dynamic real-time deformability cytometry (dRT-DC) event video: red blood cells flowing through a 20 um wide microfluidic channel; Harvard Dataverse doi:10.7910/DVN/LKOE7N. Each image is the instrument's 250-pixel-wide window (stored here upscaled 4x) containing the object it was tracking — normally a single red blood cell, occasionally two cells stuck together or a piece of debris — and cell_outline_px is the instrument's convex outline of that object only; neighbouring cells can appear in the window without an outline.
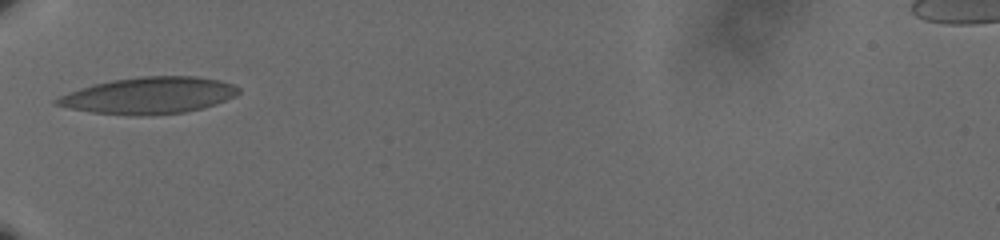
{"species": "human", "species_latin": "Homo sapiens", "temperature_condition": "cold", "stored_images_in_passage": 36, "camera_frame_rate_fps": 3000, "um_per_image_px": 0.085, "donor": {"sex": "male"}, "frame": {"image": 1, "passage_image": 1, "time_ms": 0.0, "image_size_px": [1000, 240], "cell_outline_px": [[240, 92], [236, 96], [200, 108], [184, 112], [140, 116], [132, 116], [92, 112], [68, 108], [52, 104], [52, 100], [68, 92], [92, 84], [112, 80], [140, 76], [196, 76], [220, 80], [232, 84], [240, 88]], "centroid_in_image_um": [12.6, 8.11], "position_along_channel_um": 72.4, "area_um2": 38.84}}
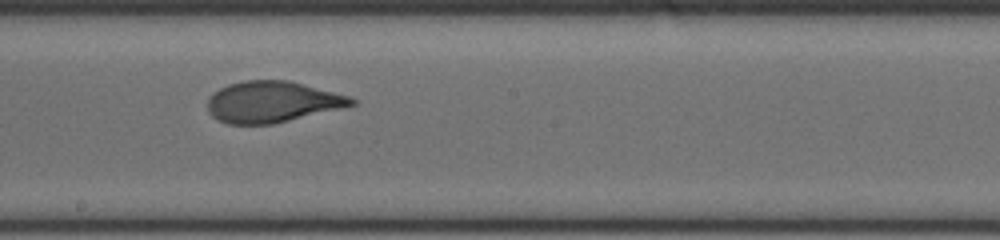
{"frame": {"image": 2, "passage_image": 14, "time_ms": 4.333, "image_size_px": [1000, 240], "cell_outline_px": [[356, 104], [272, 124], [228, 124], [212, 116], [208, 112], [208, 96], [212, 92], [228, 84], [244, 80], [288, 80], [348, 96], [356, 100]], "centroid_in_image_um": [23.07, 8.65], "position_along_channel_um": 225.1, "area_um2": 34.16}}
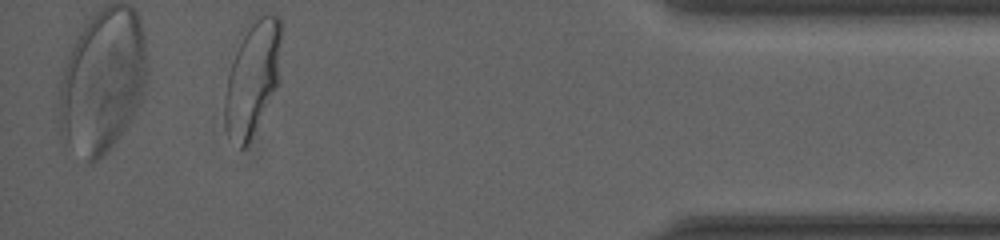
{"frame": {"image": 3, "passage_image": 33, "time_ms": 10.667, "image_size_px": [1000, 240], "cell_outline_px": [[280, 80], [248, 144], [244, 148], [240, 148], [228, 136], [224, 120], [224, 100], [228, 76], [232, 60], [240, 32], [252, 16], [276, 16], [280, 20]], "centroid_in_image_um": [21.44, 6.58], "position_along_channel_um": 413.8, "area_um2": 37.86}, "authors_computed_cell_mechanics": {"area_um2": 35.0557, "velocity_mm_per_s": 3.5987, "shape_relaxation_time_tau1_ms": 4.8957, "shape_relaxation_time_tau2_ms": 0.8174, "deformation_change_tau1": 0.1855, "deformation_change_tau2": 0.0583}}